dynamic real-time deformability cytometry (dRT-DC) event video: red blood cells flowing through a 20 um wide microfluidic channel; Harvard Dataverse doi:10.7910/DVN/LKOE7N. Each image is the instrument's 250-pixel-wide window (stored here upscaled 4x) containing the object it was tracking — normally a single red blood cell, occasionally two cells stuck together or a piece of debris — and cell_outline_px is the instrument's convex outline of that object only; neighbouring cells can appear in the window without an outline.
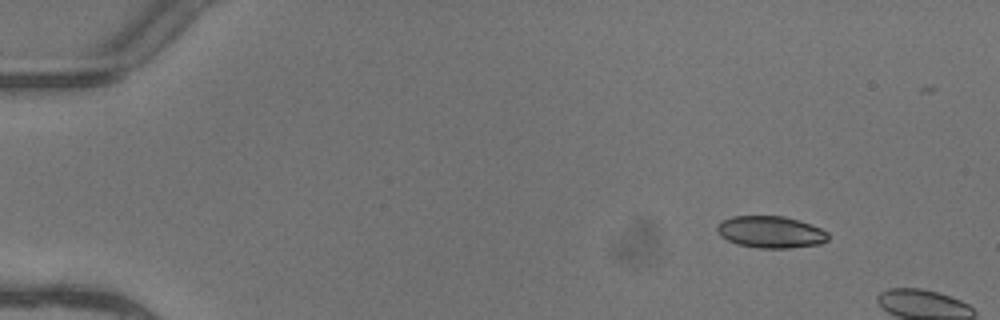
{"species": "common noctule bat (a hibernating species)", "species_latin": "Nyctalus noctula", "temperature_condition": "warm", "stored_images_in_passage": 3, "camera_frame_rate_fps": 3000, "um_per_image_px": 0.085, "animal": {"sex": "female"}, "frame": {"image": 1, "passage_image": 1, "time_ms": 0.0, "image_size_px": [1000, 320], "cell_outline_px": [[828, 240], [820, 244], [788, 248], [760, 248], [736, 244], [720, 236], [716, 228], [716, 224], [720, 220], [732, 216], [784, 216], [800, 220], [820, 228], [828, 232]], "centroid_in_image_um": [65.48, 19.71], "position_along_channel_um": 19.5, "area_um2": 20.81}}